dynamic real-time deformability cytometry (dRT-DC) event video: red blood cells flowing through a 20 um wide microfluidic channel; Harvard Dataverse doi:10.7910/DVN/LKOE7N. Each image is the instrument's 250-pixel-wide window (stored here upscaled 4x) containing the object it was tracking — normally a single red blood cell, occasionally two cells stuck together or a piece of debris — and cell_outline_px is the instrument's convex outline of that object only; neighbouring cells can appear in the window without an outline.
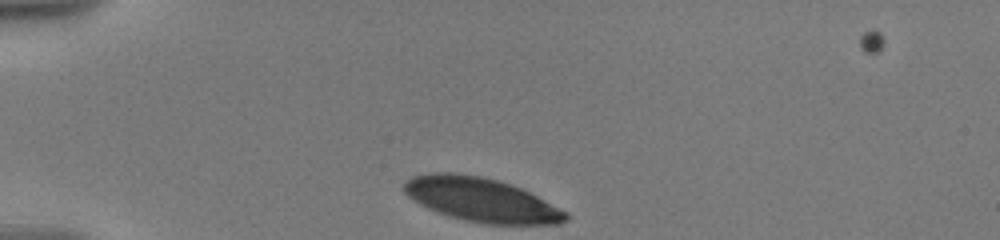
{"species": "human", "species_latin": "Homo sapiens", "temperature_condition": "warm", "stored_images_in_passage": 7, "camera_frame_rate_fps": 3000, "um_per_image_px": 0.085, "donor": {"sex": "male"}, "frame": {"image": 1, "passage_image": 1, "time_ms": 0.0, "image_size_px": [1000, 240], "cell_outline_px": [[568, 220], [560, 224], [488, 224], [468, 220], [452, 216], [428, 208], [420, 204], [408, 196], [404, 192], [404, 180], [412, 176], [432, 172], [452, 172], [480, 176], [500, 180], [512, 184], [568, 212]], "centroid_in_image_um": [40.91, 16.96], "position_along_channel_um": 44.1, "area_um2": 41.15}}
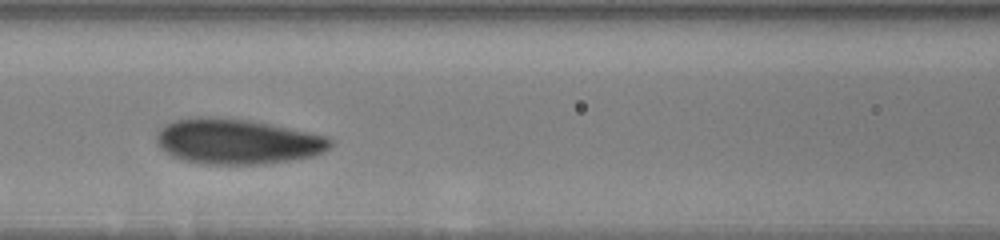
{"frame": {"image": 2, "passage_image": 5, "time_ms": 4.0, "image_size_px": [1000, 240], "cell_outline_px": [[332, 144], [324, 152], [312, 156], [292, 160], [264, 164], [204, 164], [184, 160], [172, 156], [156, 140], [156, 136], [160, 128], [164, 124], [172, 120], [196, 116], [208, 116], [248, 120], [328, 136], [332, 140]], "centroid_in_image_um": [20.16, 12.02], "position_along_channel_um": 146.4, "area_um2": 45.72}}
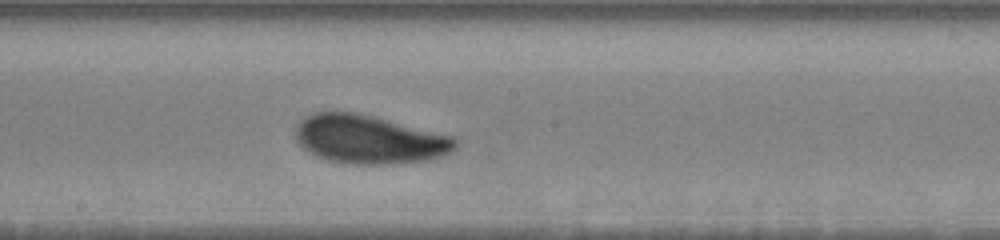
{"frame": {"image": 3, "passage_image": 7, "time_ms": 6.0, "image_size_px": [1000, 240], "cell_outline_px": [[460, 144], [452, 152], [424, 160], [392, 164], [348, 164], [328, 160], [304, 148], [296, 140], [296, 128], [300, 120], [304, 116], [316, 112], [356, 112], [456, 136], [460, 140]], "centroid_in_image_um": [31.44, 11.84], "position_along_channel_um": 216.8, "area_um2": 45.32}}